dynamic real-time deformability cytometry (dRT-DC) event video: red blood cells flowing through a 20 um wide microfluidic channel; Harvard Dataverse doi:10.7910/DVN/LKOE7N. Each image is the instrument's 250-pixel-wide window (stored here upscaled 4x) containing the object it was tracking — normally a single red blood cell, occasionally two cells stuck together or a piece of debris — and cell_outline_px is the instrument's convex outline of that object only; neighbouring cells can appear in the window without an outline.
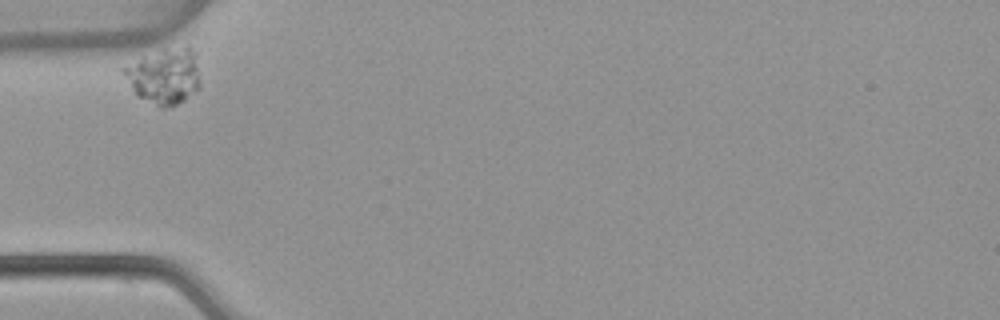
{"species": "common noctule bat (a hibernating species)", "species_latin": "Nyctalus noctula", "temperature_condition": "warm", "stored_images_in_passage": 34, "camera_frame_rate_fps": 3000, "um_per_image_px": 0.085, "animal": {"sex": "female", "body_mass_g": 22.7, "forearm_length_mm": 54.2}, "frame": {"image": 1, "passage_image": 1, "time_ms": 0.0, "image_size_px": [1000, 320], "cell_outline_px": [[200, 88], [184, 100], [176, 104], [164, 108], [160, 108], [136, 96], [120, 72], [120, 68], [144, 44], [188, 44], [196, 52], [200, 84]], "centroid_in_image_um": [13.84, 6.26], "position_along_channel_um": 71.2, "area_um2": 28.03}}
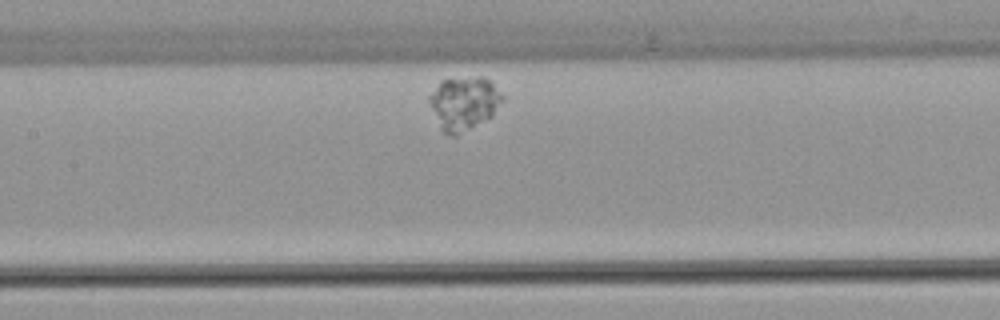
{"frame": {"image": 2, "passage_image": 11, "time_ms": 3.333, "image_size_px": [1000, 320], "cell_outline_px": [[504, 100], [492, 116], [456, 136], [452, 136], [440, 132], [428, 100], [428, 96], [440, 80], [480, 76], [484, 76], [504, 96]], "centroid_in_image_um": [39.4, 8.79], "position_along_channel_um": 168.0, "area_um2": 22.95}}
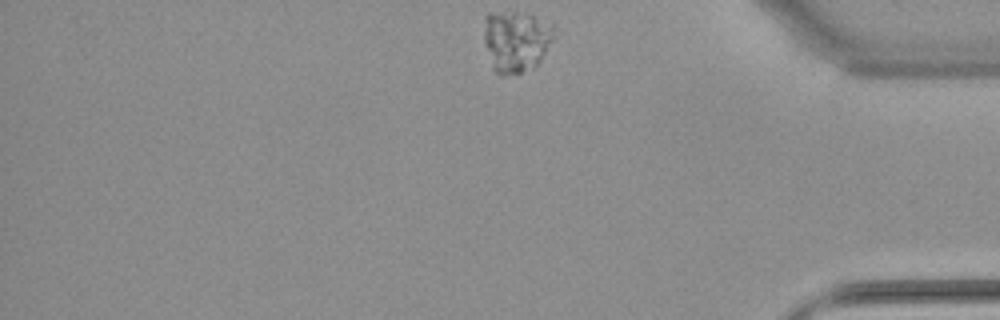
{"frame": {"image": 3, "passage_image": 34, "time_ms": 11.0, "image_size_px": [1000, 320], "cell_outline_px": [[556, 36], [536, 68], [520, 72], [500, 76], [492, 68], [484, 44], [484, 16], [488, 12], [516, 12], [552, 20]], "centroid_in_image_um": [43.89, 3.48], "position_along_channel_um": 391.3, "area_um2": 25.89}}